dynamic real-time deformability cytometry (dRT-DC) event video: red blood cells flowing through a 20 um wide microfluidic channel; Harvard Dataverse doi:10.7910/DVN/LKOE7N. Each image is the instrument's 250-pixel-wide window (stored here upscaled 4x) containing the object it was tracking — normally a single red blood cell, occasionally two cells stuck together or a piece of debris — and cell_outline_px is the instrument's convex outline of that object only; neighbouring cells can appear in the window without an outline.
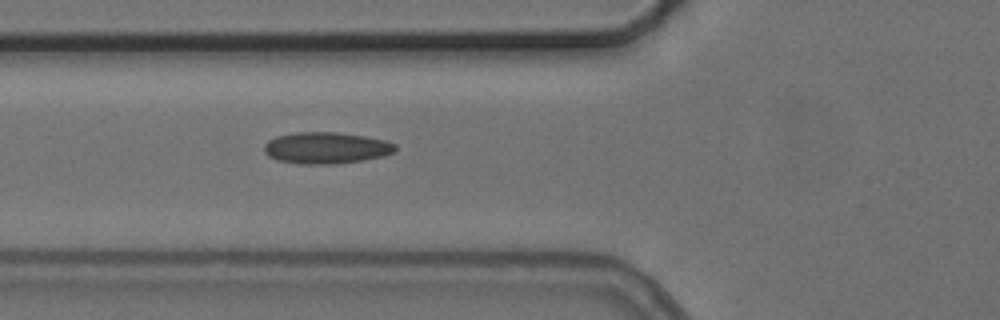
{"species": "common noctule bat (a hibernating species)", "species_latin": "Nyctalus noctula", "temperature_condition": "cold", "stored_images_in_passage": 6, "camera_frame_rate_fps": 3000, "um_per_image_px": 0.085, "animal": {"sex": "female", "body_mass_g": 24.6, "forearm_length_mm": 56.2}, "frame": {"image": 1, "passage_image": 6, "time_ms": 6.667, "image_size_px": [1000, 320], "cell_outline_px": [[396, 152], [384, 156], [364, 160], [336, 164], [300, 164], [276, 160], [268, 156], [264, 152], [264, 144], [268, 140], [276, 136], [296, 132], [336, 132], [364, 136], [388, 140], [396, 144]], "centroid_in_image_um": [27.74, 12.57], "position_along_channel_um": 98.1, "area_um2": 24.45}}